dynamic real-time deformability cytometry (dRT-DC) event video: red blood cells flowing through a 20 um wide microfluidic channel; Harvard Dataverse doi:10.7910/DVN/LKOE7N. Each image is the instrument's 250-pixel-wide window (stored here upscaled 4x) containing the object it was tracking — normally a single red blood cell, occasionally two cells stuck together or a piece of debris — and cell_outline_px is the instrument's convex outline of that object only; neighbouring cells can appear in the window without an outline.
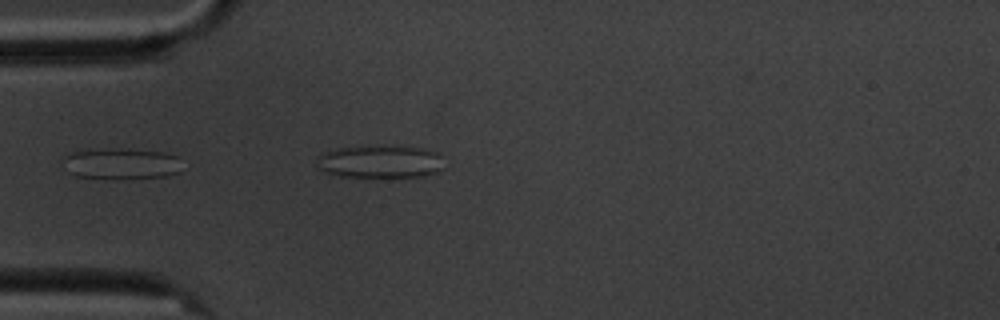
{"species": "common noctule bat (a hibernating species)", "species_latin": "Nyctalus noctula", "temperature_condition": "cold", "stored_images_in_passage": 5, "camera_frame_rate_fps": 3000, "um_per_image_px": 0.085, "animal": {"sex": "male", "body_mass_g": 20.1, "forearm_length_mm": 53.5}, "frame": {"image": 1, "passage_image": 4, "time_ms": 4.333, "image_size_px": [1000, 320], "cell_outline_px": [[444, 168], [440, 172], [424, 176], [396, 180], [388, 180], [336, 176], [316, 168], [316, 156], [320, 152], [336, 148], [424, 148], [440, 152]], "centroid_in_image_um": [32.32, 13.84], "position_along_channel_um": 52.7, "area_um2": 25.32}}